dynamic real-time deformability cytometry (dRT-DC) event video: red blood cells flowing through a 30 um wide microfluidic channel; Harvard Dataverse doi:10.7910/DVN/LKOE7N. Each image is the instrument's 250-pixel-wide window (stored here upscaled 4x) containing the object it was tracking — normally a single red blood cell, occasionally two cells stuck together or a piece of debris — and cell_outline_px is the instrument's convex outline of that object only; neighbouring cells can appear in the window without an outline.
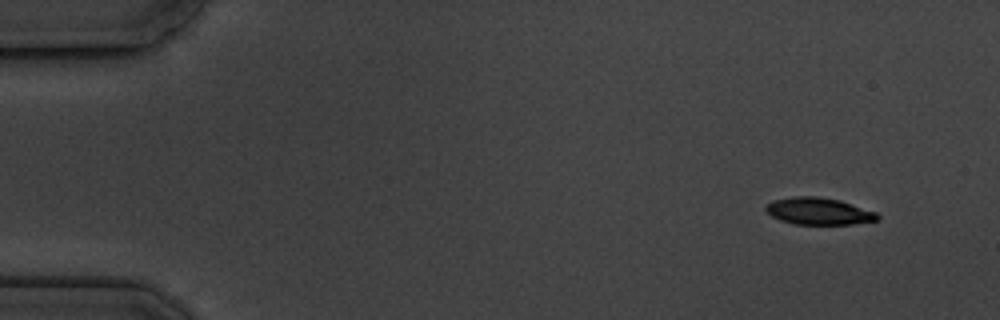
{"species": "common noctule bat (a hibernating species)", "species_latin": "Nyctalus noctula", "temperature_condition": "cold", "stored_images_in_passage": 16, "camera_frame_rate_fps": 3000, "um_per_image_px": 0.085, "animal": {"sex": "male", "body_mass_g": 19.5, "forearm_length_mm": 54.6}, "frame": {"image": 1, "passage_image": 1, "time_ms": 0.0, "image_size_px": [1000, 320], "cell_outline_px": [[880, 216], [876, 220], [852, 224], [796, 224], [780, 220], [772, 216], [764, 208], [772, 200], [792, 196], [816, 196], [840, 200], [876, 212]], "centroid_in_image_um": [69.57, 17.94], "position_along_channel_um": 15.4, "area_um2": 17.46}}
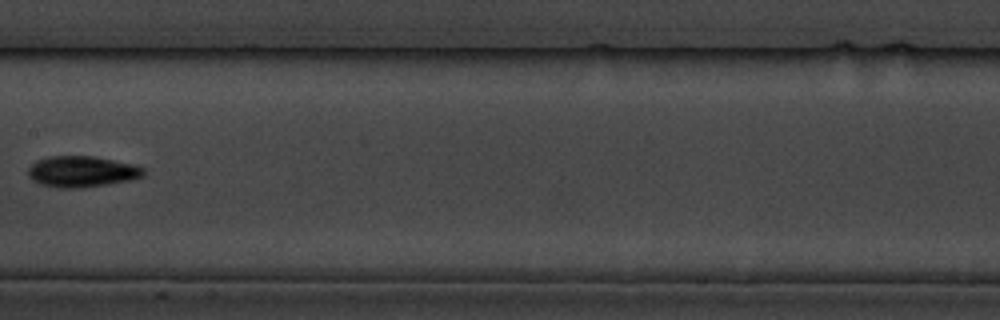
{"frame": {"image": 2, "passage_image": 8, "time_ms": 8.333, "image_size_px": [1000, 320], "cell_outline_px": [[144, 176], [132, 180], [80, 188], [56, 188], [40, 184], [32, 180], [28, 176], [28, 168], [36, 160], [48, 156], [92, 156], [132, 164], [144, 168]], "centroid_in_image_um": [6.92, 14.59], "position_along_channel_um": 200.5, "area_um2": 20.92}}
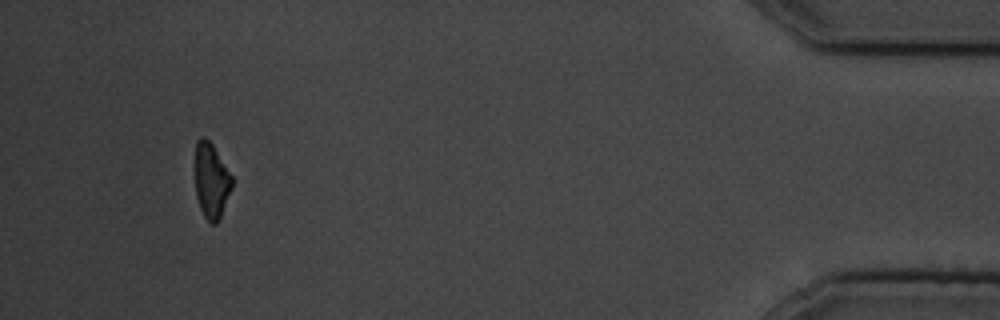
{"frame": {"image": 3, "passage_image": 15, "time_ms": 16.333, "image_size_px": [1000, 320], "cell_outline_px": [[232, 188], [220, 216], [216, 224], [212, 224], [204, 216], [200, 208], [196, 196], [196, 140], [200, 136], [204, 136], [212, 144], [232, 176]], "centroid_in_image_um": [17.96, 15.35], "position_along_channel_um": 417.2, "area_um2": 15.9}, "authors_computed_cell_mechanics": {"area_um2": 18.5827, "velocity_mm_per_s": 3.5451, "shape_relaxation_time_tau1_ms": 2.8666, "shape_relaxation_time_tau2_ms": null, "deformation_change_tau1": 0.0908, "deformation_change_tau2": null}}